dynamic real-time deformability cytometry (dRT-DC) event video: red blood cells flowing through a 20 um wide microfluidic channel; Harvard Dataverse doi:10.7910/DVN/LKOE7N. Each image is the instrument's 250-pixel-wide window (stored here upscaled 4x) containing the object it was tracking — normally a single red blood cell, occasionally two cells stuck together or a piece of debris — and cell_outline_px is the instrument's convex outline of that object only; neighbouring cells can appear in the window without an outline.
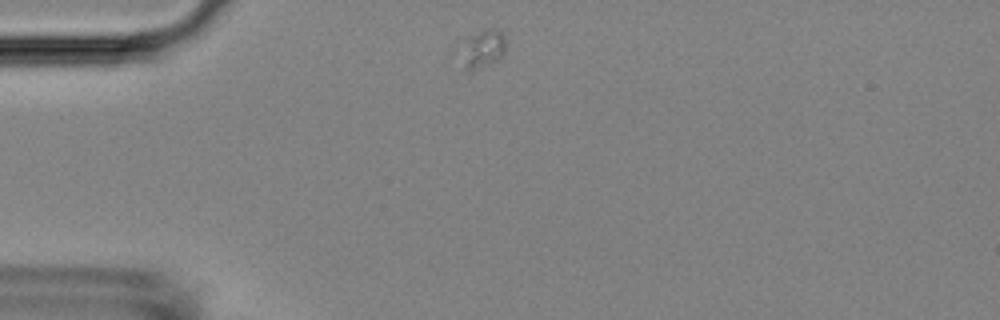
{"species": "Egyptian fruit bat (a non-hibernating species)", "species_latin": "Rousettus aegyptiacus", "temperature_condition": "room temperature", "stored_images_in_passage": 10, "camera_frame_rate_fps": 3000, "um_per_image_px": 0.085, "animal": {"sex": "female"}, "frame": {"image": 1, "passage_image": 1, "time_ms": 0.0, "image_size_px": [1000, 320], "cell_outline_px": [[504, 56], [500, 60], [480, 68], [468, 72], [464, 72], [448, 56], [448, 52], [472, 36], [480, 32], [492, 28], [496, 28], [504, 36]], "centroid_in_image_um": [40.72, 4.29], "position_along_channel_um": 44.3, "area_um2": 11.62}}